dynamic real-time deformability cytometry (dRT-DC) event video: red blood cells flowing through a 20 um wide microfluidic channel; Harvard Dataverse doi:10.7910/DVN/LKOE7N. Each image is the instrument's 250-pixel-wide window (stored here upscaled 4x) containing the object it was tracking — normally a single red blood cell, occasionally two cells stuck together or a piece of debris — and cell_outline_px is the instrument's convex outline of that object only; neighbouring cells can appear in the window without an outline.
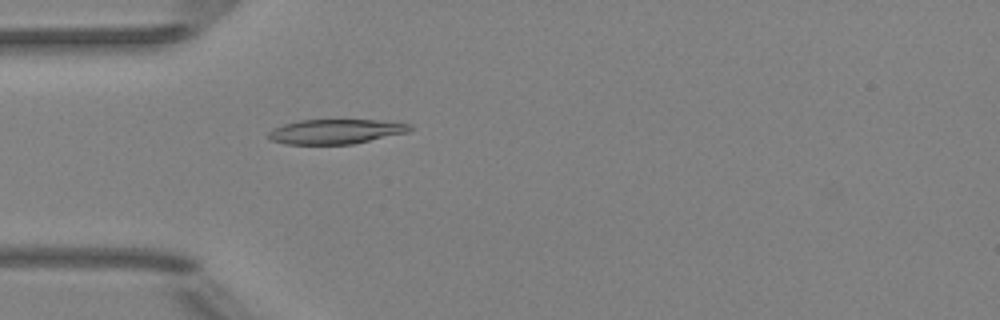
{"species": "Egyptian fruit bat (a non-hibernating species)", "species_latin": "Rousettus aegyptiacus", "temperature_condition": "room temperature", "stored_images_in_passage": 52, "camera_frame_rate_fps": 3000, "um_per_image_px": 0.085, "animal": {"sex": "female"}, "frame": {"image": 1, "passage_image": 16, "time_ms": 5.0, "image_size_px": [1000, 320], "cell_outline_px": [[412, 128], [408, 132], [352, 144], [288, 144], [272, 140], [268, 136], [268, 132], [272, 128], [284, 124], [300, 120], [376, 120], [412, 124]], "centroid_in_image_um": [28.53, 11.17], "position_along_channel_um": 56.5, "area_um2": 20.17}}
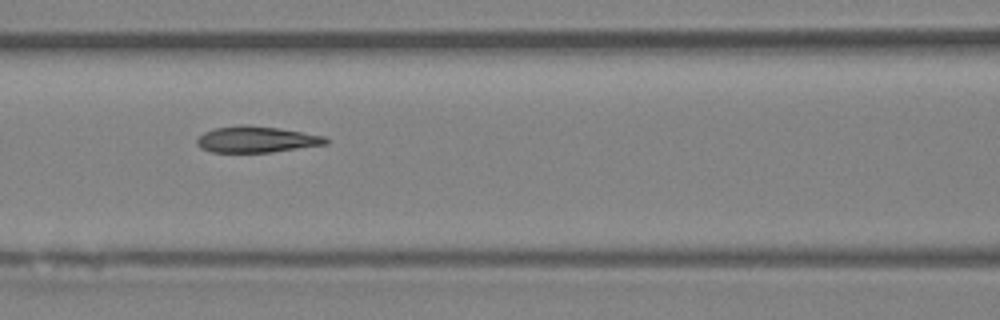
{"frame": {"image": 2, "passage_image": 23, "time_ms": 7.333, "image_size_px": [1000, 320], "cell_outline_px": [[328, 144], [272, 152], [212, 152], [200, 148], [196, 144], [196, 140], [204, 132], [216, 128], [240, 124], [248, 124], [280, 128], [324, 136], [328, 140]], "centroid_in_image_um": [21.79, 11.84], "position_along_channel_um": 144.8, "area_um2": 19.77}}
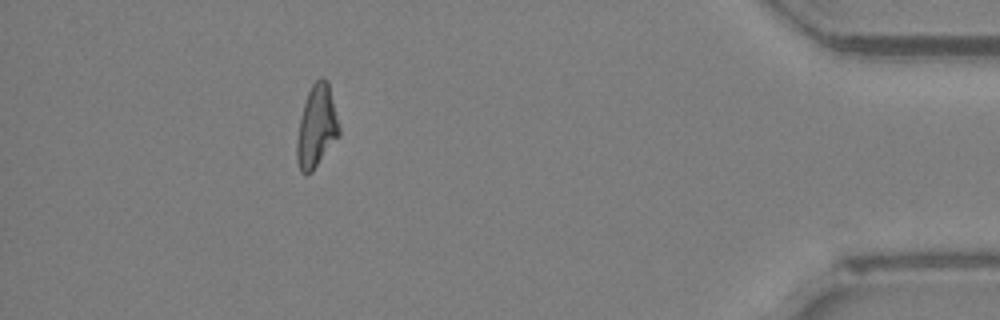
{"frame": {"image": 3, "passage_image": 47, "time_ms": 15.333, "image_size_px": [1000, 320], "cell_outline_px": [[340, 132], [312, 172], [304, 176], [300, 172], [296, 160], [296, 140], [300, 120], [304, 104], [308, 92], [312, 84], [320, 76], [324, 76], [328, 80], [340, 128]], "centroid_in_image_um": [26.89, 10.75], "position_along_channel_um": 408.3, "area_um2": 20.17}, "authors_computed_cell_mechanics": {"area_um2": 20.1722, "velocity_mm_per_s": 3.9814, "shape_relaxation_time_tau1_ms": null, "shape_relaxation_time_tau2_ms": 2.6225, "deformation_change_tau1": null, "deformation_change_tau2": 0.0773}}